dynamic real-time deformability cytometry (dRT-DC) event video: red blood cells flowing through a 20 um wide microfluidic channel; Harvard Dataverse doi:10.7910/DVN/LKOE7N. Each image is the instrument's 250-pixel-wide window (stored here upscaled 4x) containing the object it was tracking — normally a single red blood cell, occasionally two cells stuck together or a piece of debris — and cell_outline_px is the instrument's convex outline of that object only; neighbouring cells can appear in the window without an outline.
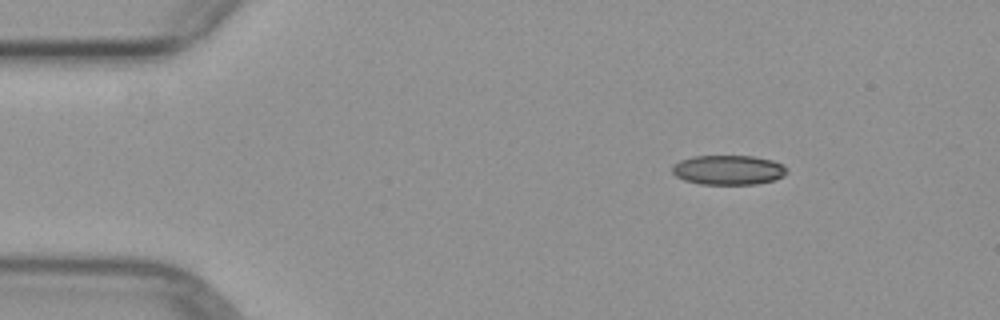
{"species": "common noctule bat (a hibernating species)", "species_latin": "Nyctalus noctula", "temperature_condition": "warm", "stored_images_in_passage": 4, "camera_frame_rate_fps": 3000, "um_per_image_px": 0.085, "animal": {"sex": "female", "body_mass_g": 29.2, "forearm_length_mm": 56.3}, "frame": {"image": 1, "passage_image": 1, "time_ms": 0.0, "image_size_px": [1000, 320], "cell_outline_px": [[788, 172], [784, 176], [776, 180], [756, 184], [700, 184], [684, 180], [676, 176], [672, 172], [672, 164], [680, 160], [692, 156], [752, 156], [772, 160], [784, 164], [788, 168]], "centroid_in_image_um": [61.94, 14.44], "position_along_channel_um": 23.1, "area_um2": 20.06}}
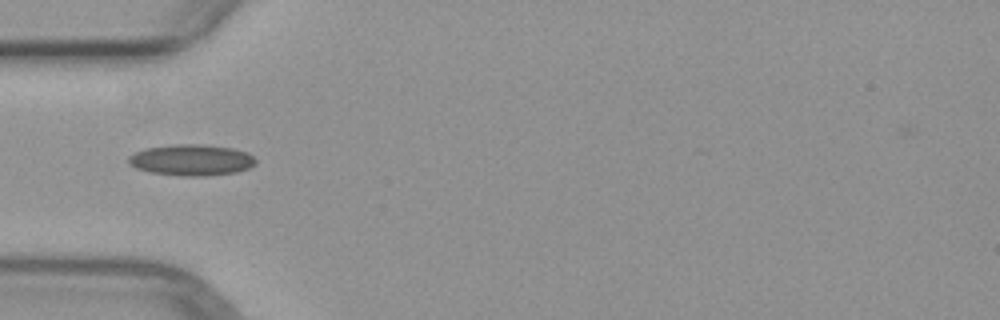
{"frame": {"image": 2, "passage_image": 3, "time_ms": 3.0, "image_size_px": [1000, 320], "cell_outline_px": [[256, 164], [248, 168], [236, 172], [204, 176], [184, 176], [148, 172], [136, 168], [128, 164], [128, 156], [144, 148], [176, 144], [204, 144], [232, 148], [248, 152], [256, 160]], "centroid_in_image_um": [16.26, 13.6], "position_along_channel_um": 68.7, "area_um2": 23.24}}
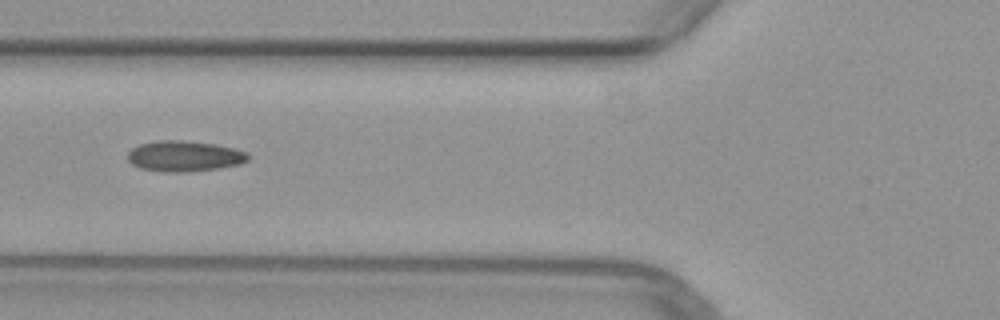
{"frame": {"image": 3, "passage_image": 4, "time_ms": 4.0, "image_size_px": [1000, 320], "cell_outline_px": [[248, 160], [240, 164], [216, 168], [184, 172], [164, 172], [140, 168], [132, 164], [128, 160], [128, 152], [132, 148], [140, 144], [160, 140], [184, 140], [212, 144], [232, 148], [248, 152]], "centroid_in_image_um": [15.64, 13.27], "position_along_channel_um": 110.2, "area_um2": 21.33}}